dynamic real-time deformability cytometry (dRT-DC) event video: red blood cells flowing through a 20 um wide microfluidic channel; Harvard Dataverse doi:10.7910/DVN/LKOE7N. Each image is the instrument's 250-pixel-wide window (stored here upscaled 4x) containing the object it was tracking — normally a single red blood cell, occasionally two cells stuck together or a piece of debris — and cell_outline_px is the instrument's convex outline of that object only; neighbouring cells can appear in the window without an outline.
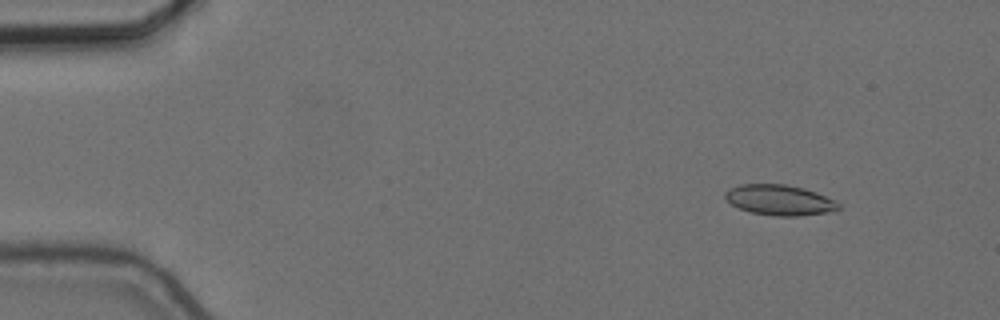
{"species": "common noctule bat (a hibernating species)", "species_latin": "Nyctalus noctula", "temperature_condition": "cold", "stored_images_in_passage": 57, "camera_frame_rate_fps": 3000, "um_per_image_px": 0.085, "animal": {"sex": "female", "body_mass_g": 24.6, "forearm_length_mm": 56.2}, "frame": {"image": 1, "passage_image": 7, "time_ms": 2.0, "image_size_px": [1000, 320], "cell_outline_px": [[840, 208], [836, 212], [796, 216], [772, 216], [752, 212], [740, 208], [724, 200], [724, 192], [728, 188], [740, 184], [784, 184], [804, 188], [816, 192], [836, 200], [840, 204]], "centroid_in_image_um": [66.28, 17.0], "position_along_channel_um": 18.7, "area_um2": 20.46}}
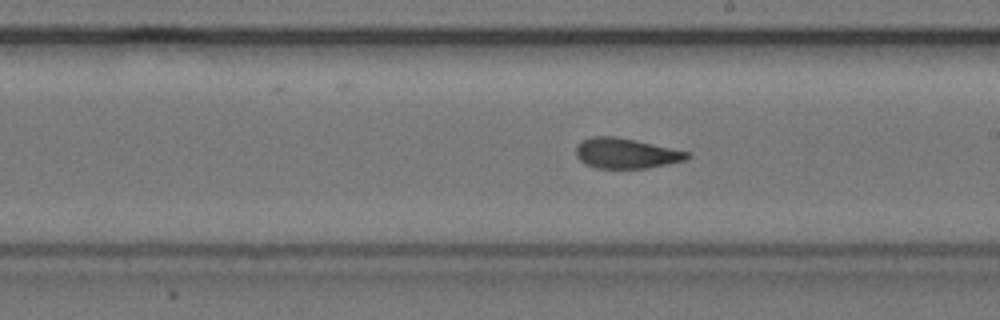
{"frame": {"image": 2, "passage_image": 33, "time_ms": 10.667, "image_size_px": [1000, 320], "cell_outline_px": [[692, 156], [684, 160], [668, 164], [648, 168], [596, 168], [584, 164], [576, 156], [576, 148], [580, 140], [592, 136], [616, 136], [636, 140], [692, 152]], "centroid_in_image_um": [53.22, 13.02], "position_along_channel_um": 235.8, "area_um2": 19.88}}
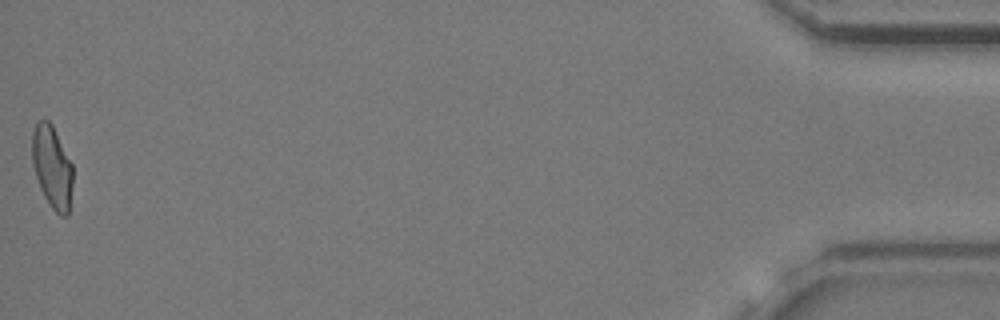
{"frame": {"image": 3, "passage_image": 57, "time_ms": 18.667, "image_size_px": [1000, 320], "cell_outline_px": [[72, 184], [68, 216], [60, 216], [52, 208], [44, 196], [40, 188], [32, 164], [32, 132], [36, 120], [48, 120], [52, 124], [72, 164]], "centroid_in_image_um": [4.41, 14.18], "position_along_channel_um": 430.8, "area_um2": 19.54}, "authors_computed_cell_mechanics": {"area_um2": 19.8832, "velocity_mm_per_s": 3.6645, "shape_relaxation_time_tau1_ms": null, "shape_relaxation_time_tau2_ms": 2.1076, "deformation_change_tau1": null, "deformation_change_tau2": 0.076}}